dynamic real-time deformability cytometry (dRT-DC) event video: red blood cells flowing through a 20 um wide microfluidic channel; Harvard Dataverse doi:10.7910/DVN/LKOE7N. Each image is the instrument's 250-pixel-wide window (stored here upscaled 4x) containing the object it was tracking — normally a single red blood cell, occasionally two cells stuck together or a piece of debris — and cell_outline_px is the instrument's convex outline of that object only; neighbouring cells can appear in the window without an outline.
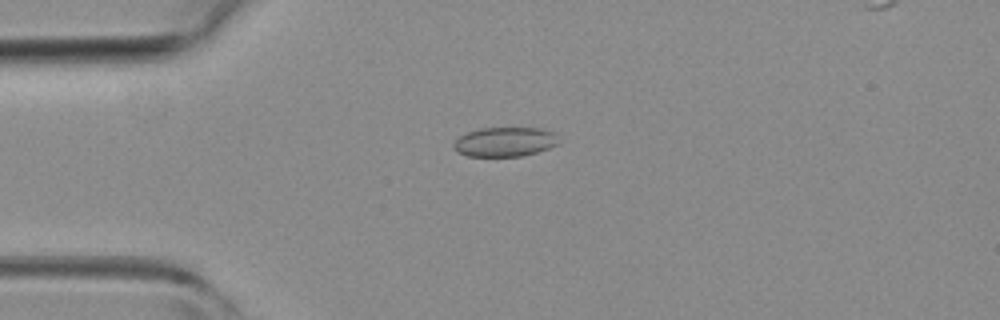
{"species": "common noctule bat (a hibernating species)", "species_latin": "Nyctalus noctula", "temperature_condition": "room temperature", "stored_images_in_passage": 2, "camera_frame_rate_fps": 3000, "um_per_image_px": 0.085, "animal": {"sex": "female", "body_mass_g": 19.3, "forearm_length_mm": 54.1}, "frame": {"image": 1, "passage_image": 1, "time_ms": 0.0, "image_size_px": [1000, 320], "cell_outline_px": [[560, 144], [536, 152], [520, 156], [468, 156], [460, 152], [452, 144], [460, 136], [468, 132], [480, 128], [540, 128], [552, 132]], "centroid_in_image_um": [42.92, 12.05], "position_along_channel_um": 42.1, "area_um2": 17.69}}